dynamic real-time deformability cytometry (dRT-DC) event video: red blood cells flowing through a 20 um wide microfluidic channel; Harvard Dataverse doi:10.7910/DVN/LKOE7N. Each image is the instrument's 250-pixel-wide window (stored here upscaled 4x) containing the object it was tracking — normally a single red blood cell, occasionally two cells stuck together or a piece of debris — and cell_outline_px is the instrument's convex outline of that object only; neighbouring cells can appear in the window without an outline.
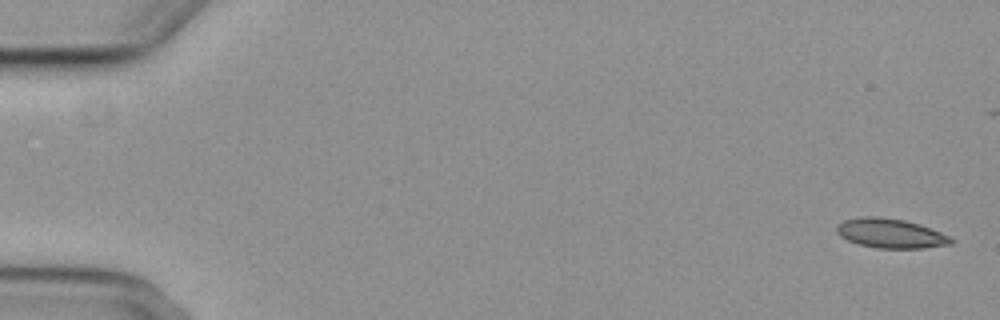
{"species": "common noctule bat (a hibernating species)", "species_latin": "Nyctalus noctula", "temperature_condition": "cold", "stored_images_in_passage": 7, "camera_frame_rate_fps": 3000, "um_per_image_px": 0.085, "animal": {"sex": "female", "body_mass_g": 29.2, "forearm_length_mm": 56.3}, "frame": {"image": 1, "passage_image": 1, "time_ms": 0.0, "image_size_px": [1000, 320], "cell_outline_px": [[956, 240], [952, 244], [924, 248], [876, 248], [860, 244], [848, 240], [840, 236], [836, 232], [836, 224], [844, 220], [864, 216], [876, 216], [904, 220], [940, 232]], "centroid_in_image_um": [75.67, 19.84], "position_along_channel_um": 9.3, "area_um2": 19.48}}
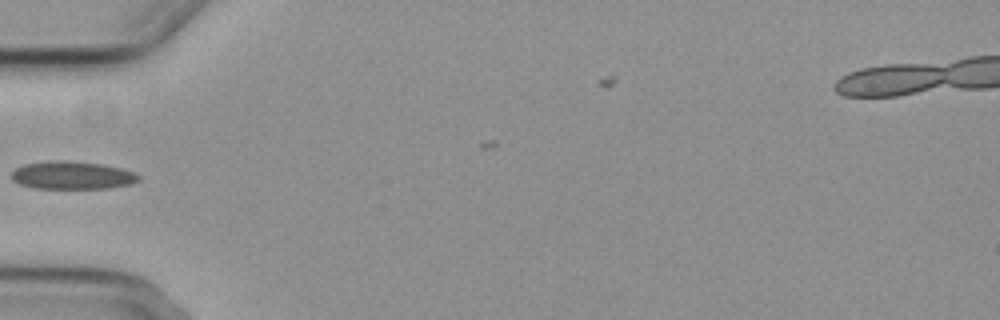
{"frame": {"image": 2, "passage_image": 6, "time_ms": 6.0, "image_size_px": [1000, 320], "cell_outline_px": [[140, 180], [128, 184], [108, 188], [36, 188], [20, 184], [12, 180], [12, 172], [16, 168], [24, 164], [100, 164], [120, 168], [132, 172], [140, 176]], "centroid_in_image_um": [6.17, 14.97], "position_along_channel_um": 78.8, "area_um2": 19.13}}
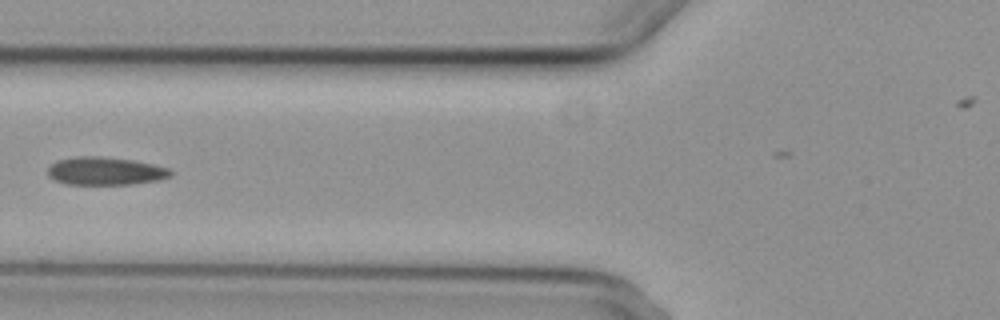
{"frame": {"image": 3, "passage_image": 7, "time_ms": 7.0, "image_size_px": [1000, 320], "cell_outline_px": [[172, 176], [160, 180], [132, 184], [64, 184], [48, 176], [48, 168], [56, 160], [76, 156], [100, 156], [132, 160], [152, 164], [168, 168], [172, 172]], "centroid_in_image_um": [8.94, 14.54], "position_along_channel_um": 116.9, "area_um2": 20.06}}